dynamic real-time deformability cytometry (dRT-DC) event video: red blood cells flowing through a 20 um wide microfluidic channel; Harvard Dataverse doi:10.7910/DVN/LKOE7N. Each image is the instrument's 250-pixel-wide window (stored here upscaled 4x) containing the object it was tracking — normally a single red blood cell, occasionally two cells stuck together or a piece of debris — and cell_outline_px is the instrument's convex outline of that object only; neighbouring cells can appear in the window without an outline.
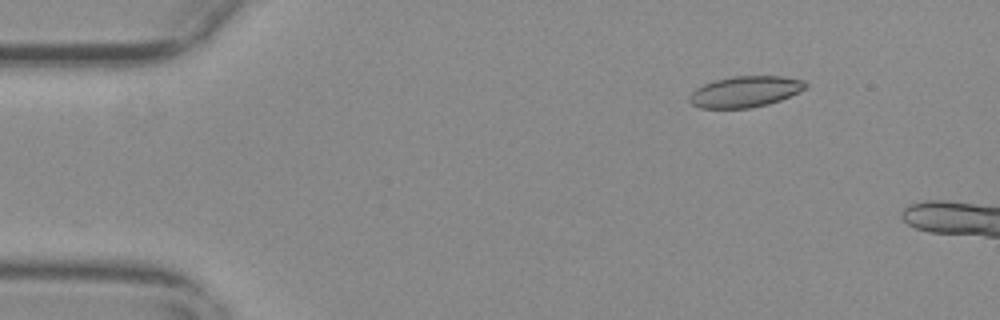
{"species": "common noctule bat (a hibernating species)", "species_latin": "Nyctalus noctula", "temperature_condition": "warm", "stored_images_in_passage": 13, "camera_frame_rate_fps": 3000, "um_per_image_px": 0.085, "animal": {"sex": "female", "body_mass_g": 29.2, "forearm_length_mm": 56.3}, "frame": {"image": 1, "passage_image": 8, "time_ms": 2.333, "image_size_px": [1000, 320], "cell_outline_px": [[808, 88], [780, 100], [768, 104], [752, 108], [700, 108], [692, 104], [688, 100], [688, 96], [696, 88], [704, 84], [716, 80], [732, 76], [784, 76], [804, 80], [808, 84]], "centroid_in_image_um": [63.36, 7.79], "position_along_channel_um": 21.6, "area_um2": 21.15}}